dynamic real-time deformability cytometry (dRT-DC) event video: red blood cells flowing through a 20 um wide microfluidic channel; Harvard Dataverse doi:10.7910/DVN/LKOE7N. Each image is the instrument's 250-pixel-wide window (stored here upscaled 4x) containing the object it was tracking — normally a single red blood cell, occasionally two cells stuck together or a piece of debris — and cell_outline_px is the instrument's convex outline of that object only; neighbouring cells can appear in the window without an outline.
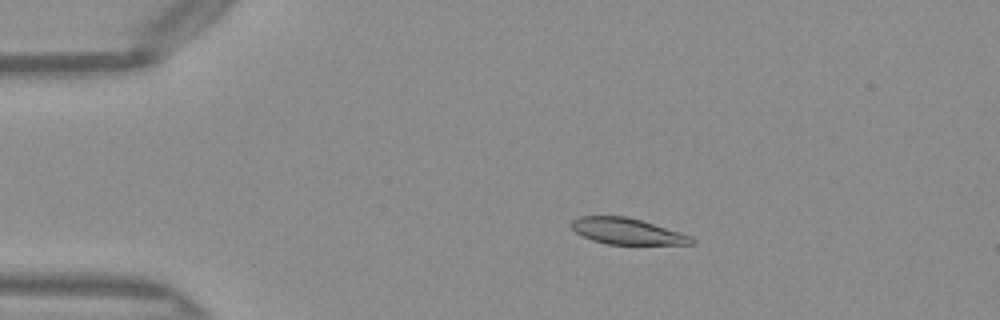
{"species": "Egyptian fruit bat (a non-hibernating species)", "species_latin": "Rousettus aegyptiacus", "temperature_condition": "warm", "stored_images_in_passage": 50, "camera_frame_rate_fps": 3000, "um_per_image_px": 0.085, "frame": {"image": 1, "passage_image": 10, "time_ms": 3.0, "image_size_px": [1000, 320], "cell_outline_px": [[696, 240], [692, 244], [608, 244], [592, 240], [576, 232], [572, 228], [572, 220], [580, 216], [624, 216], [640, 220], [692, 236]], "centroid_in_image_um": [53.3, 19.66], "position_along_channel_um": 31.7, "area_um2": 17.98}}
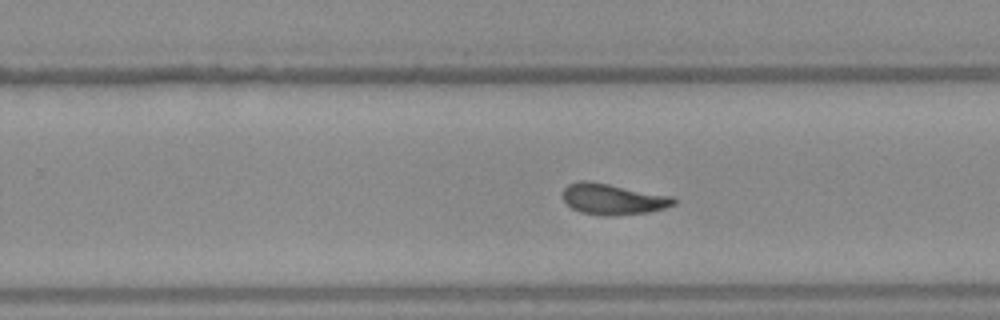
{"frame": {"image": 2, "passage_image": 32, "time_ms": 10.333, "image_size_px": [1000, 320], "cell_outline_px": [[676, 204], [664, 208], [648, 212], [612, 216], [604, 216], [580, 212], [572, 208], [564, 200], [564, 188], [568, 184], [580, 180], [588, 180], [672, 196], [676, 200]], "centroid_in_image_um": [52.1, 16.93], "position_along_channel_um": 277.7, "area_um2": 19.94}}
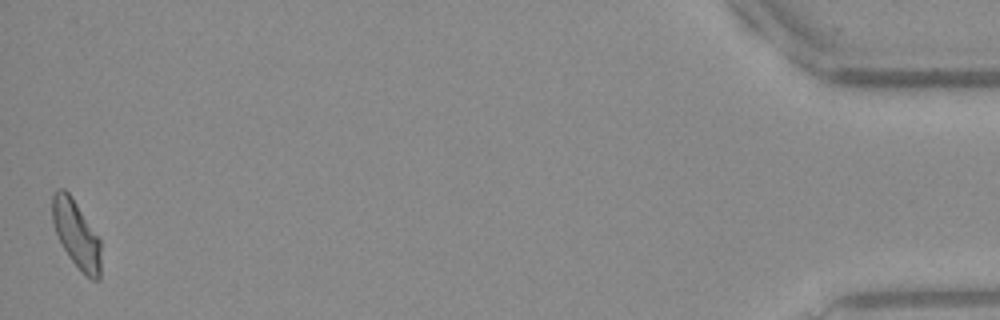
{"frame": {"image": 3, "passage_image": 50, "time_ms": 16.333, "image_size_px": [1000, 320], "cell_outline_px": [[100, 280], [92, 280], [84, 276], [68, 256], [56, 232], [52, 220], [52, 192], [56, 188], [64, 188], [72, 196], [100, 240]], "centroid_in_image_um": [6.48, 19.9], "position_along_channel_um": 428.7, "area_um2": 19.13}, "authors_computed_cell_mechanics": {"area_um2": 19.2474, "velocity_mm_per_s": 4.0574, "shape_relaxation_time_tau1_ms": null, "shape_relaxation_time_tau2_ms": 2.9836, "deformation_change_tau1": null, "deformation_change_tau2": 0.0944}}